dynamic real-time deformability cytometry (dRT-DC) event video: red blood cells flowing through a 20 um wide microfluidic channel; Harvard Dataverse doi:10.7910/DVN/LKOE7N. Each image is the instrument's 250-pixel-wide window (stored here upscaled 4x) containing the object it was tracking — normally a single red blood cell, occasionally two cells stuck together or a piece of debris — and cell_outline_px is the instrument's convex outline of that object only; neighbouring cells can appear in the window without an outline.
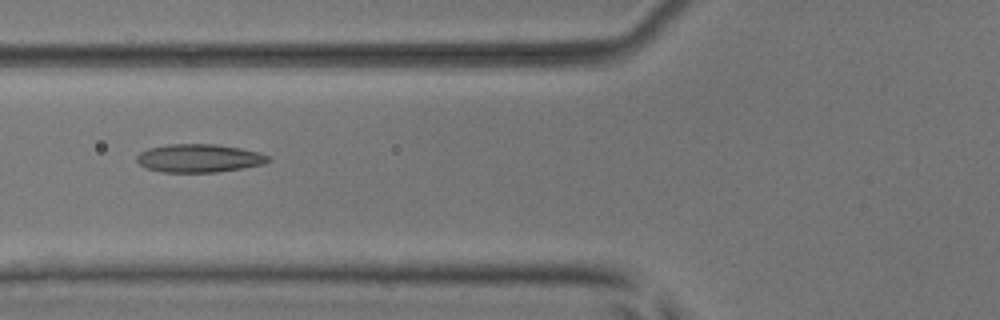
{"species": "common noctule bat (a hibernating species)", "species_latin": "Nyctalus noctula", "temperature_condition": "room temperature", "stored_images_in_passage": 5, "camera_frame_rate_fps": 3000, "um_per_image_px": 0.085, "animal": {"sex": "male", "body_mass_g": 17.9, "forearm_length_mm": 54.2}, "frame": {"image": 1, "passage_image": 5, "time_ms": 5.333, "image_size_px": [1000, 320], "cell_outline_px": [[272, 160], [264, 164], [244, 168], [216, 172], [164, 172], [148, 168], [140, 164], [136, 160], [136, 156], [140, 152], [148, 148], [168, 144], [216, 144], [240, 148], [260, 152], [268, 156]], "centroid_in_image_um": [16.95, 13.44], "position_along_channel_um": 108.9, "area_um2": 21.68}}